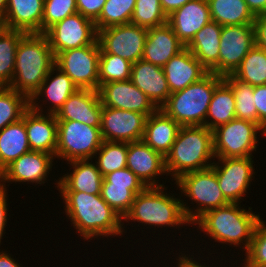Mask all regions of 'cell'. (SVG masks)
Segmentation results:
<instances>
[{"mask_svg":"<svg viewBox=\"0 0 266 267\" xmlns=\"http://www.w3.org/2000/svg\"><path fill=\"white\" fill-rule=\"evenodd\" d=\"M102 106L134 111L147 117L158 108L131 80L113 81L102 84L99 89Z\"/></svg>","mask_w":266,"mask_h":267,"instance_id":"e0dca14e","label":"cell"},{"mask_svg":"<svg viewBox=\"0 0 266 267\" xmlns=\"http://www.w3.org/2000/svg\"><path fill=\"white\" fill-rule=\"evenodd\" d=\"M252 158H217L218 162H213L219 187L229 203L240 204L245 196L255 174Z\"/></svg>","mask_w":266,"mask_h":267,"instance_id":"5bb4252c","label":"cell"},{"mask_svg":"<svg viewBox=\"0 0 266 267\" xmlns=\"http://www.w3.org/2000/svg\"><path fill=\"white\" fill-rule=\"evenodd\" d=\"M146 186H119L112 183H102L101 197L122 218L129 211L135 195L141 193Z\"/></svg>","mask_w":266,"mask_h":267,"instance_id":"f35d334b","label":"cell"},{"mask_svg":"<svg viewBox=\"0 0 266 267\" xmlns=\"http://www.w3.org/2000/svg\"><path fill=\"white\" fill-rule=\"evenodd\" d=\"M251 12L257 16L266 14V0H245Z\"/></svg>","mask_w":266,"mask_h":267,"instance_id":"f907efd6","label":"cell"},{"mask_svg":"<svg viewBox=\"0 0 266 267\" xmlns=\"http://www.w3.org/2000/svg\"><path fill=\"white\" fill-rule=\"evenodd\" d=\"M255 45L266 51V14L257 15L254 20Z\"/></svg>","mask_w":266,"mask_h":267,"instance_id":"7dc6e473","label":"cell"},{"mask_svg":"<svg viewBox=\"0 0 266 267\" xmlns=\"http://www.w3.org/2000/svg\"><path fill=\"white\" fill-rule=\"evenodd\" d=\"M54 156L42 152L30 150L14 160L0 173V187L6 189V182H31L41 185L54 165Z\"/></svg>","mask_w":266,"mask_h":267,"instance_id":"ac0fdd59","label":"cell"},{"mask_svg":"<svg viewBox=\"0 0 266 267\" xmlns=\"http://www.w3.org/2000/svg\"><path fill=\"white\" fill-rule=\"evenodd\" d=\"M223 76L209 72L200 81L173 92L160 108L180 126H205L209 104Z\"/></svg>","mask_w":266,"mask_h":267,"instance_id":"5b68a950","label":"cell"},{"mask_svg":"<svg viewBox=\"0 0 266 267\" xmlns=\"http://www.w3.org/2000/svg\"><path fill=\"white\" fill-rule=\"evenodd\" d=\"M190 0H160L161 8L166 16H169L173 11L184 6Z\"/></svg>","mask_w":266,"mask_h":267,"instance_id":"681fc988","label":"cell"},{"mask_svg":"<svg viewBox=\"0 0 266 267\" xmlns=\"http://www.w3.org/2000/svg\"><path fill=\"white\" fill-rule=\"evenodd\" d=\"M57 121H77L100 127L102 103L97 90L78 89L55 114Z\"/></svg>","mask_w":266,"mask_h":267,"instance_id":"ffe728a7","label":"cell"},{"mask_svg":"<svg viewBox=\"0 0 266 267\" xmlns=\"http://www.w3.org/2000/svg\"><path fill=\"white\" fill-rule=\"evenodd\" d=\"M102 183H112V185L119 186H145L144 183L127 167L108 173L103 177Z\"/></svg>","mask_w":266,"mask_h":267,"instance_id":"ee69618b","label":"cell"},{"mask_svg":"<svg viewBox=\"0 0 266 267\" xmlns=\"http://www.w3.org/2000/svg\"><path fill=\"white\" fill-rule=\"evenodd\" d=\"M130 80L158 109L171 94L163 68L142 59L132 64Z\"/></svg>","mask_w":266,"mask_h":267,"instance_id":"603a6c76","label":"cell"},{"mask_svg":"<svg viewBox=\"0 0 266 267\" xmlns=\"http://www.w3.org/2000/svg\"><path fill=\"white\" fill-rule=\"evenodd\" d=\"M181 126L161 109L146 119L142 141L164 157L170 152Z\"/></svg>","mask_w":266,"mask_h":267,"instance_id":"484cf974","label":"cell"},{"mask_svg":"<svg viewBox=\"0 0 266 267\" xmlns=\"http://www.w3.org/2000/svg\"><path fill=\"white\" fill-rule=\"evenodd\" d=\"M232 76L253 87L266 84V51L256 45L243 58Z\"/></svg>","mask_w":266,"mask_h":267,"instance_id":"d6a6232c","label":"cell"},{"mask_svg":"<svg viewBox=\"0 0 266 267\" xmlns=\"http://www.w3.org/2000/svg\"><path fill=\"white\" fill-rule=\"evenodd\" d=\"M147 29L133 23L98 30L100 48L134 64L142 59Z\"/></svg>","mask_w":266,"mask_h":267,"instance_id":"7c38bea8","label":"cell"},{"mask_svg":"<svg viewBox=\"0 0 266 267\" xmlns=\"http://www.w3.org/2000/svg\"><path fill=\"white\" fill-rule=\"evenodd\" d=\"M222 25L211 21L185 46L211 73L218 75L219 43Z\"/></svg>","mask_w":266,"mask_h":267,"instance_id":"83f0119b","label":"cell"},{"mask_svg":"<svg viewBox=\"0 0 266 267\" xmlns=\"http://www.w3.org/2000/svg\"><path fill=\"white\" fill-rule=\"evenodd\" d=\"M190 255L186 256V254H179V258L176 259L178 262L176 264L177 267H209V265H206V263L200 264L199 261L197 262V260H193L194 257H189Z\"/></svg>","mask_w":266,"mask_h":267,"instance_id":"816d5d0a","label":"cell"},{"mask_svg":"<svg viewBox=\"0 0 266 267\" xmlns=\"http://www.w3.org/2000/svg\"><path fill=\"white\" fill-rule=\"evenodd\" d=\"M90 160H75L68 162L73 168L72 172L59 178L57 188L59 191H78L93 195L101 194L103 176Z\"/></svg>","mask_w":266,"mask_h":267,"instance_id":"4316f807","label":"cell"},{"mask_svg":"<svg viewBox=\"0 0 266 267\" xmlns=\"http://www.w3.org/2000/svg\"><path fill=\"white\" fill-rule=\"evenodd\" d=\"M211 21L207 0H190L167 16V24L185 46Z\"/></svg>","mask_w":266,"mask_h":267,"instance_id":"44dd1931","label":"cell"},{"mask_svg":"<svg viewBox=\"0 0 266 267\" xmlns=\"http://www.w3.org/2000/svg\"><path fill=\"white\" fill-rule=\"evenodd\" d=\"M37 102L29 101V108L21 118L25 123L30 149L49 153L56 158L58 137L56 116L42 113V106Z\"/></svg>","mask_w":266,"mask_h":267,"instance_id":"2e32d148","label":"cell"},{"mask_svg":"<svg viewBox=\"0 0 266 267\" xmlns=\"http://www.w3.org/2000/svg\"><path fill=\"white\" fill-rule=\"evenodd\" d=\"M25 34L5 27L0 31V87L9 86L13 80L16 49Z\"/></svg>","mask_w":266,"mask_h":267,"instance_id":"836d02e7","label":"cell"},{"mask_svg":"<svg viewBox=\"0 0 266 267\" xmlns=\"http://www.w3.org/2000/svg\"><path fill=\"white\" fill-rule=\"evenodd\" d=\"M65 201V214L85 240L99 236L123 235L122 217L99 195L78 191H59ZM123 221V222H122Z\"/></svg>","mask_w":266,"mask_h":267,"instance_id":"6da1fadb","label":"cell"},{"mask_svg":"<svg viewBox=\"0 0 266 267\" xmlns=\"http://www.w3.org/2000/svg\"><path fill=\"white\" fill-rule=\"evenodd\" d=\"M132 63L118 55L105 53L100 48L99 87L113 81H126L131 78Z\"/></svg>","mask_w":266,"mask_h":267,"instance_id":"ab89813d","label":"cell"},{"mask_svg":"<svg viewBox=\"0 0 266 267\" xmlns=\"http://www.w3.org/2000/svg\"><path fill=\"white\" fill-rule=\"evenodd\" d=\"M266 136L258 124L243 119H232L213 130V151L215 158L252 157L258 144L257 133Z\"/></svg>","mask_w":266,"mask_h":267,"instance_id":"ba28073f","label":"cell"},{"mask_svg":"<svg viewBox=\"0 0 266 267\" xmlns=\"http://www.w3.org/2000/svg\"><path fill=\"white\" fill-rule=\"evenodd\" d=\"M251 209L252 207H249L247 211L244 208L241 209L239 203H229L206 212L194 224H198L199 229L215 242L234 247L243 244L244 246L240 248L246 252L260 218Z\"/></svg>","mask_w":266,"mask_h":267,"instance_id":"277c9868","label":"cell"},{"mask_svg":"<svg viewBox=\"0 0 266 267\" xmlns=\"http://www.w3.org/2000/svg\"><path fill=\"white\" fill-rule=\"evenodd\" d=\"M185 48L173 29L166 23L159 27L147 29L142 60L155 66H163Z\"/></svg>","mask_w":266,"mask_h":267,"instance_id":"cb8c5ba5","label":"cell"},{"mask_svg":"<svg viewBox=\"0 0 266 267\" xmlns=\"http://www.w3.org/2000/svg\"><path fill=\"white\" fill-rule=\"evenodd\" d=\"M223 81L232 89L234 94L236 118L258 123L255 97L253 96L254 87L240 82L232 75L224 76Z\"/></svg>","mask_w":266,"mask_h":267,"instance_id":"e575fe53","label":"cell"},{"mask_svg":"<svg viewBox=\"0 0 266 267\" xmlns=\"http://www.w3.org/2000/svg\"><path fill=\"white\" fill-rule=\"evenodd\" d=\"M127 142L103 141L94 156L96 167L104 177L108 173L127 167ZM98 155V157H97Z\"/></svg>","mask_w":266,"mask_h":267,"instance_id":"d590c367","label":"cell"},{"mask_svg":"<svg viewBox=\"0 0 266 267\" xmlns=\"http://www.w3.org/2000/svg\"><path fill=\"white\" fill-rule=\"evenodd\" d=\"M7 251H0V267H22ZM9 254V255H8Z\"/></svg>","mask_w":266,"mask_h":267,"instance_id":"f5cc1de1","label":"cell"},{"mask_svg":"<svg viewBox=\"0 0 266 267\" xmlns=\"http://www.w3.org/2000/svg\"><path fill=\"white\" fill-rule=\"evenodd\" d=\"M77 12L76 0H44L42 33Z\"/></svg>","mask_w":266,"mask_h":267,"instance_id":"7bdbcfd3","label":"cell"},{"mask_svg":"<svg viewBox=\"0 0 266 267\" xmlns=\"http://www.w3.org/2000/svg\"><path fill=\"white\" fill-rule=\"evenodd\" d=\"M127 168H129L146 187H162L157 176L167 175L165 157L151 149L144 141L128 143ZM157 181V182H156Z\"/></svg>","mask_w":266,"mask_h":267,"instance_id":"d6986e66","label":"cell"},{"mask_svg":"<svg viewBox=\"0 0 266 267\" xmlns=\"http://www.w3.org/2000/svg\"><path fill=\"white\" fill-rule=\"evenodd\" d=\"M55 66V56L44 33H26L16 49L13 80L8 86L30 100Z\"/></svg>","mask_w":266,"mask_h":267,"instance_id":"7a4b0ae2","label":"cell"},{"mask_svg":"<svg viewBox=\"0 0 266 267\" xmlns=\"http://www.w3.org/2000/svg\"><path fill=\"white\" fill-rule=\"evenodd\" d=\"M130 23L146 29L166 24L167 16L160 0H136Z\"/></svg>","mask_w":266,"mask_h":267,"instance_id":"60d3db41","label":"cell"},{"mask_svg":"<svg viewBox=\"0 0 266 267\" xmlns=\"http://www.w3.org/2000/svg\"><path fill=\"white\" fill-rule=\"evenodd\" d=\"M29 108V100L8 86L0 87V131L18 122Z\"/></svg>","mask_w":266,"mask_h":267,"instance_id":"8d00e7d4","label":"cell"},{"mask_svg":"<svg viewBox=\"0 0 266 267\" xmlns=\"http://www.w3.org/2000/svg\"><path fill=\"white\" fill-rule=\"evenodd\" d=\"M212 158H215L213 130L206 126H181L165 156L166 172L176 181L184 174L211 167L215 160L211 161Z\"/></svg>","mask_w":266,"mask_h":267,"instance_id":"3957f363","label":"cell"},{"mask_svg":"<svg viewBox=\"0 0 266 267\" xmlns=\"http://www.w3.org/2000/svg\"><path fill=\"white\" fill-rule=\"evenodd\" d=\"M56 56L59 52L80 48L98 42L95 22L79 12L51 26L45 33Z\"/></svg>","mask_w":266,"mask_h":267,"instance_id":"8fae6325","label":"cell"},{"mask_svg":"<svg viewBox=\"0 0 266 267\" xmlns=\"http://www.w3.org/2000/svg\"><path fill=\"white\" fill-rule=\"evenodd\" d=\"M235 105L232 89L222 81L213 92L207 111L205 126L210 130H214L219 125L235 119Z\"/></svg>","mask_w":266,"mask_h":267,"instance_id":"1f68e13d","label":"cell"},{"mask_svg":"<svg viewBox=\"0 0 266 267\" xmlns=\"http://www.w3.org/2000/svg\"><path fill=\"white\" fill-rule=\"evenodd\" d=\"M165 189V186L146 187L135 195L129 211L122 220L137 221L158 228L160 226L180 228L184 224L190 225L183 212L181 199L165 193L163 191Z\"/></svg>","mask_w":266,"mask_h":267,"instance_id":"8992f818","label":"cell"},{"mask_svg":"<svg viewBox=\"0 0 266 267\" xmlns=\"http://www.w3.org/2000/svg\"><path fill=\"white\" fill-rule=\"evenodd\" d=\"M211 19L222 26L254 24L255 15L245 0H207Z\"/></svg>","mask_w":266,"mask_h":267,"instance_id":"4dcf8cb0","label":"cell"},{"mask_svg":"<svg viewBox=\"0 0 266 267\" xmlns=\"http://www.w3.org/2000/svg\"><path fill=\"white\" fill-rule=\"evenodd\" d=\"M6 189H3L0 187V244L3 237V234H5V225L7 224V209H8V198ZM4 232V233H3Z\"/></svg>","mask_w":266,"mask_h":267,"instance_id":"c3c4849f","label":"cell"},{"mask_svg":"<svg viewBox=\"0 0 266 267\" xmlns=\"http://www.w3.org/2000/svg\"><path fill=\"white\" fill-rule=\"evenodd\" d=\"M266 222L259 218L242 267H266Z\"/></svg>","mask_w":266,"mask_h":267,"instance_id":"b9f144b4","label":"cell"},{"mask_svg":"<svg viewBox=\"0 0 266 267\" xmlns=\"http://www.w3.org/2000/svg\"><path fill=\"white\" fill-rule=\"evenodd\" d=\"M3 27H4L3 26V21L0 20V31L2 30Z\"/></svg>","mask_w":266,"mask_h":267,"instance_id":"11a10c76","label":"cell"},{"mask_svg":"<svg viewBox=\"0 0 266 267\" xmlns=\"http://www.w3.org/2000/svg\"><path fill=\"white\" fill-rule=\"evenodd\" d=\"M176 185L181 193L198 204L194 210L182 200L183 212L190 224H194L206 212L229 204L219 187L212 166L182 175L176 180Z\"/></svg>","mask_w":266,"mask_h":267,"instance_id":"52a82bcc","label":"cell"},{"mask_svg":"<svg viewBox=\"0 0 266 267\" xmlns=\"http://www.w3.org/2000/svg\"><path fill=\"white\" fill-rule=\"evenodd\" d=\"M56 71V75L54 74ZM51 75H55L54 77ZM78 90V87L74 82L62 72L58 67L54 66L45 77L44 81L39 87V90L29 101L39 100L40 96L47 97L44 98L45 101L51 102L47 112L49 114H56L67 99Z\"/></svg>","mask_w":266,"mask_h":267,"instance_id":"f1b7e54d","label":"cell"},{"mask_svg":"<svg viewBox=\"0 0 266 267\" xmlns=\"http://www.w3.org/2000/svg\"><path fill=\"white\" fill-rule=\"evenodd\" d=\"M258 124L266 131V84L255 86L253 91Z\"/></svg>","mask_w":266,"mask_h":267,"instance_id":"bcb514c9","label":"cell"},{"mask_svg":"<svg viewBox=\"0 0 266 267\" xmlns=\"http://www.w3.org/2000/svg\"><path fill=\"white\" fill-rule=\"evenodd\" d=\"M135 3L136 0H106L99 18L95 21L97 31L130 23Z\"/></svg>","mask_w":266,"mask_h":267,"instance_id":"74e56055","label":"cell"},{"mask_svg":"<svg viewBox=\"0 0 266 267\" xmlns=\"http://www.w3.org/2000/svg\"><path fill=\"white\" fill-rule=\"evenodd\" d=\"M100 45H86L59 52L55 66L74 82L78 89H99Z\"/></svg>","mask_w":266,"mask_h":267,"instance_id":"30bf717a","label":"cell"},{"mask_svg":"<svg viewBox=\"0 0 266 267\" xmlns=\"http://www.w3.org/2000/svg\"><path fill=\"white\" fill-rule=\"evenodd\" d=\"M254 45L255 29L253 24L222 26L218 75L223 77L232 75Z\"/></svg>","mask_w":266,"mask_h":267,"instance_id":"4fadbf2b","label":"cell"},{"mask_svg":"<svg viewBox=\"0 0 266 267\" xmlns=\"http://www.w3.org/2000/svg\"><path fill=\"white\" fill-rule=\"evenodd\" d=\"M30 150L24 121L7 125L0 131V173Z\"/></svg>","mask_w":266,"mask_h":267,"instance_id":"f546056e","label":"cell"},{"mask_svg":"<svg viewBox=\"0 0 266 267\" xmlns=\"http://www.w3.org/2000/svg\"><path fill=\"white\" fill-rule=\"evenodd\" d=\"M105 3L106 0H76L77 11L94 22L99 18Z\"/></svg>","mask_w":266,"mask_h":267,"instance_id":"f6af8a7d","label":"cell"},{"mask_svg":"<svg viewBox=\"0 0 266 267\" xmlns=\"http://www.w3.org/2000/svg\"><path fill=\"white\" fill-rule=\"evenodd\" d=\"M163 70L170 93L183 90L209 73L186 47L173 56L163 66Z\"/></svg>","mask_w":266,"mask_h":267,"instance_id":"7402d4cb","label":"cell"},{"mask_svg":"<svg viewBox=\"0 0 266 267\" xmlns=\"http://www.w3.org/2000/svg\"><path fill=\"white\" fill-rule=\"evenodd\" d=\"M44 0H7L3 26L25 33H42Z\"/></svg>","mask_w":266,"mask_h":267,"instance_id":"d4e9b609","label":"cell"},{"mask_svg":"<svg viewBox=\"0 0 266 267\" xmlns=\"http://www.w3.org/2000/svg\"><path fill=\"white\" fill-rule=\"evenodd\" d=\"M7 0H0V20L3 21L6 12Z\"/></svg>","mask_w":266,"mask_h":267,"instance_id":"db71d44e","label":"cell"},{"mask_svg":"<svg viewBox=\"0 0 266 267\" xmlns=\"http://www.w3.org/2000/svg\"><path fill=\"white\" fill-rule=\"evenodd\" d=\"M146 119L142 113L102 106L101 137L110 142L142 140Z\"/></svg>","mask_w":266,"mask_h":267,"instance_id":"9a60e30c","label":"cell"},{"mask_svg":"<svg viewBox=\"0 0 266 267\" xmlns=\"http://www.w3.org/2000/svg\"><path fill=\"white\" fill-rule=\"evenodd\" d=\"M56 158L67 162L92 160L103 139L100 127H91L77 121H57Z\"/></svg>","mask_w":266,"mask_h":267,"instance_id":"9c48e42d","label":"cell"}]
</instances>
